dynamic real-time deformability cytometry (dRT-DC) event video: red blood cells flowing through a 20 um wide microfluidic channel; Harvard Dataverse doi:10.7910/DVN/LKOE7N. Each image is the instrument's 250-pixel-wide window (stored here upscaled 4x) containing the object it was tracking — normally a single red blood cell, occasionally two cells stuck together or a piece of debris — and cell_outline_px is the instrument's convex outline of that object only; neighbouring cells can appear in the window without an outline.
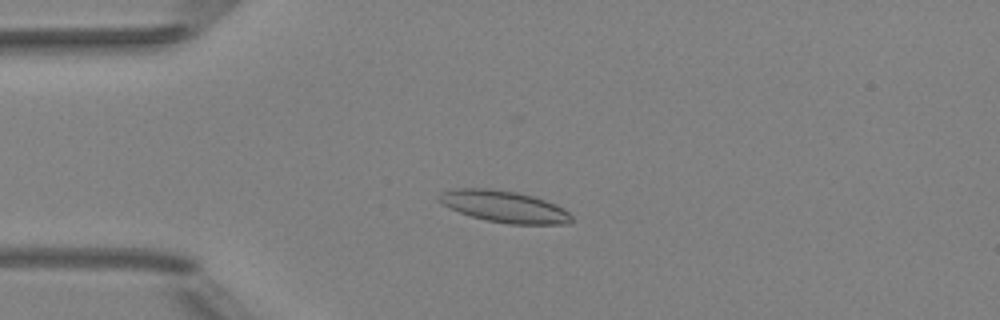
{"species": "Egyptian fruit bat (a non-hibernating species)", "species_latin": "Rousettus aegyptiacus", "temperature_condition": "room temperature", "stored_images_in_passage": 43, "camera_frame_rate_fps": 3000, "um_per_image_px": 0.085, "animal": {"sex": "female"}, "frame": {"image": 1, "passage_image": 14, "time_ms": 4.333, "image_size_px": [1000, 320], "cell_outline_px": [[572, 220], [568, 224], [508, 224], [488, 220], [472, 216], [460, 212], [440, 204], [436, 200], [436, 196], [440, 192], [452, 188], [492, 188], [516, 192], [532, 196], [544, 200], [564, 208], [572, 216]], "centroid_in_image_um": [42.8, 17.54], "position_along_channel_um": 42.2, "area_um2": 24.57}}
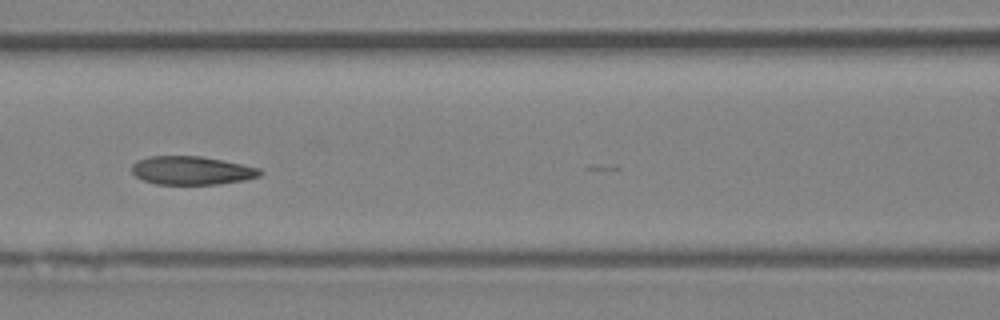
{"frame": {"image": 2, "passage_image": 24, "time_ms": 7.667, "image_size_px": [1000, 320], "cell_outline_px": [[264, 172], [260, 176], [244, 180], [216, 184], [156, 184], [144, 180], [136, 176], [132, 172], [132, 164], [136, 160], [148, 156], [200, 156], [260, 168]], "centroid_in_image_um": [16.28, 14.49], "position_along_channel_um": 150.3, "area_um2": 21.15}}
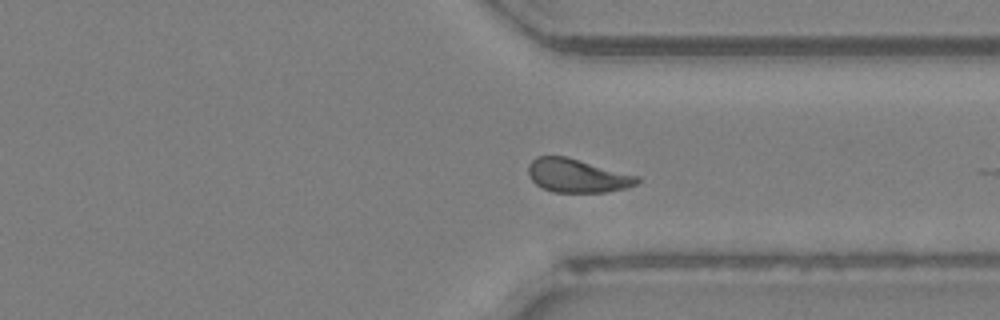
{"frame": {"image": 3, "passage_image": 40, "time_ms": 13.0, "image_size_px": [1000, 320], "cell_outline_px": [[640, 180], [636, 184], [628, 188], [604, 192], [552, 192], [540, 188], [528, 176], [528, 164], [536, 156], [564, 156], [640, 176]], "centroid_in_image_um": [49.05, 14.94], "position_along_channel_um": 362.4, "area_um2": 21.39}, "authors_computed_cell_mechanics": {"area_um2": 22.542, "velocity_mm_per_s": 3.9729, "shape_relaxation_time_tau1_ms": null, "shape_relaxation_time_tau2_ms": 2.2773, "deformation_change_tau1": null, "deformation_change_tau2": 0.0763}}